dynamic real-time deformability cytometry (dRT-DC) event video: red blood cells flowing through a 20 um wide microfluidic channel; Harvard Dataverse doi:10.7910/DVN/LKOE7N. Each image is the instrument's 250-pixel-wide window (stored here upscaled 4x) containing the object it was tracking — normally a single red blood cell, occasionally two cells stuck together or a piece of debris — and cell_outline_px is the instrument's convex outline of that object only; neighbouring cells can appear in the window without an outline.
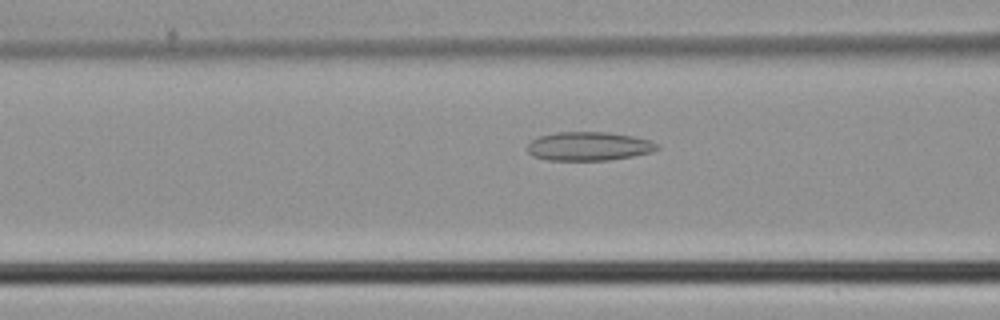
{"species": "common noctule bat (a hibernating species)", "species_latin": "Nyctalus noctula", "temperature_condition": "cold", "stored_images_in_passage": 46, "camera_frame_rate_fps": 3000, "um_per_image_px": 0.085, "animal": {"sex": "male", "body_mass_g": 21.5, "forearm_length_mm": 52.0}, "frame": {"image": 1, "passage_image": 18, "time_ms": 5.667, "image_size_px": [1000, 320], "cell_outline_px": [[660, 148], [652, 152], [632, 156], [608, 160], [548, 160], [532, 156], [528, 152], [528, 144], [532, 140], [540, 136], [556, 132], [608, 132], [632, 136], [652, 140], [660, 144]], "centroid_in_image_um": [50.09, 12.43], "position_along_channel_um": 116.5, "area_um2": 21.85}}
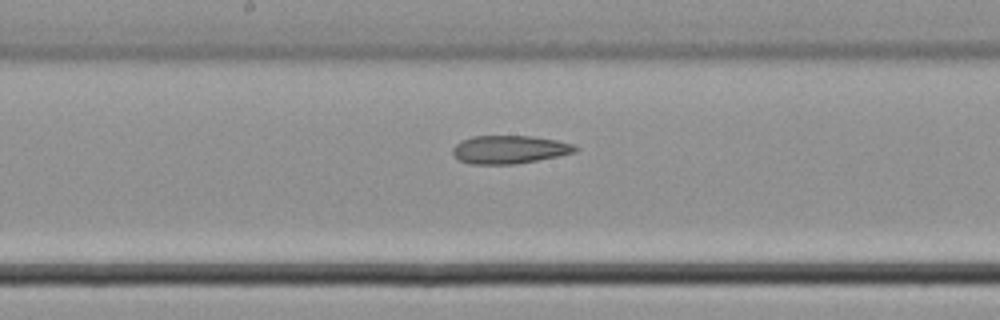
{"frame": {"image": 2, "passage_image": 24, "time_ms": 7.667, "image_size_px": [1000, 320], "cell_outline_px": [[580, 148], [576, 152], [516, 164], [468, 164], [460, 160], [452, 152], [452, 148], [460, 140], [472, 136], [532, 136], [556, 140], [576, 144]], "centroid_in_image_um": [43.31, 12.7], "position_along_channel_um": 204.9, "area_um2": 20.17}}
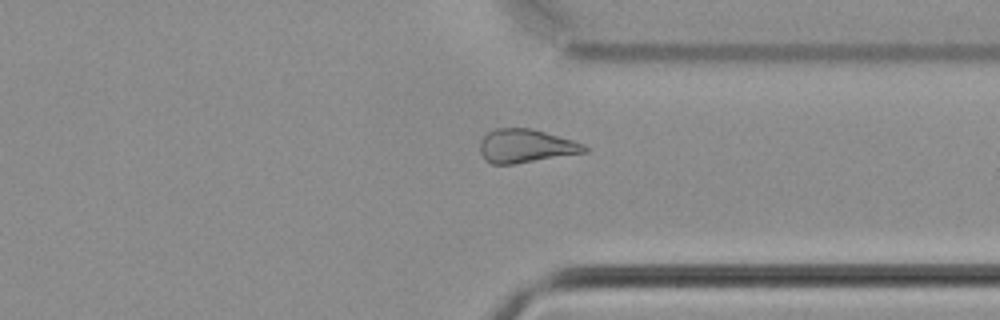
{"frame": {"image": 3, "passage_image": 35, "time_ms": 11.333, "image_size_px": [1000, 320], "cell_outline_px": [[588, 152], [516, 164], [492, 164], [484, 160], [480, 152], [480, 140], [488, 132], [496, 128], [532, 128], [572, 140], [584, 144], [588, 148]], "centroid_in_image_um": [44.68, 12.42], "position_along_channel_um": 366.7, "area_um2": 20.58}}